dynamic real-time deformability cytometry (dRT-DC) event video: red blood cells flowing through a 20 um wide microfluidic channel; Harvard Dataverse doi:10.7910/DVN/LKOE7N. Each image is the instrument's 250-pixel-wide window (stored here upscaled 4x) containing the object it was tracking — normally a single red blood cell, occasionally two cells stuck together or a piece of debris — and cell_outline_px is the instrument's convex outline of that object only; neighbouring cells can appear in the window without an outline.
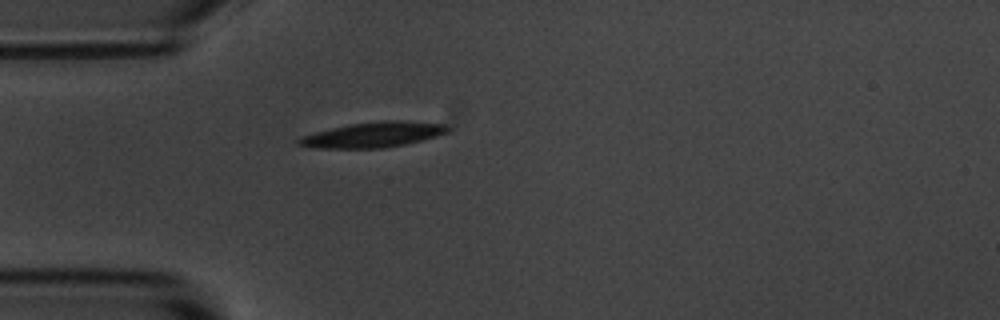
{"species": "common noctule bat (a hibernating species)", "species_latin": "Nyctalus noctula", "temperature_condition": "room temperature", "stored_images_in_passage": 1, "camera_frame_rate_fps": 3000, "um_per_image_px": 0.085, "animal": {"sex": "male", "body_mass_g": 20.1, "forearm_length_mm": 53.5}, "frame": {"image": 1, "passage_image": 1, "time_ms": 0.0, "image_size_px": [1000, 320], "cell_outline_px": [[448, 132], [436, 136], [404, 144], [384, 148], [316, 148], [296, 144], [296, 140], [304, 136], [316, 132], [352, 124], [384, 120], [400, 120], [444, 124], [448, 128]], "centroid_in_image_um": [31.72, 11.45], "position_along_channel_um": 53.3, "area_um2": 21.5}}